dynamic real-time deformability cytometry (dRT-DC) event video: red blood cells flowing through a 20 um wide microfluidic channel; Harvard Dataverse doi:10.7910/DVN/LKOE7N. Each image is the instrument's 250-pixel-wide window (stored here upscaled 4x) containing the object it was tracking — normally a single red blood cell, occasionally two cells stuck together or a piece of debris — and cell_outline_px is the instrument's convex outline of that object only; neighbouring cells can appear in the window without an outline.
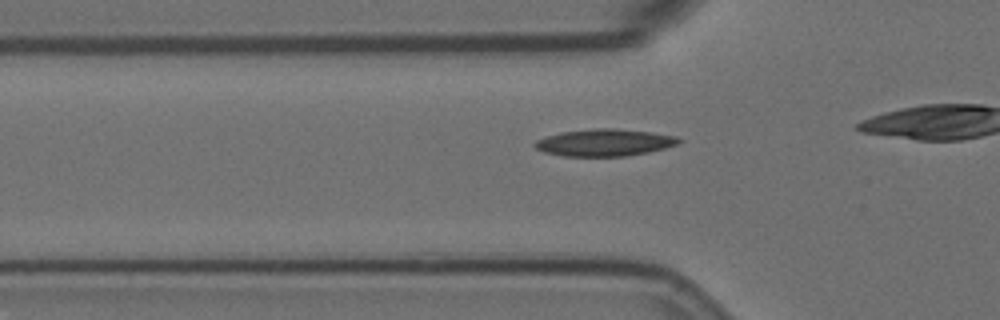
{"species": "Egyptian fruit bat (a non-hibernating species)", "species_latin": "Rousettus aegyptiacus", "temperature_condition": "room temperature", "stored_images_in_passage": 16, "camera_frame_rate_fps": 3000, "um_per_image_px": 0.085, "animal": {"sex": "female"}, "frame": {"image": 1, "passage_image": 10, "time_ms": 3.0, "image_size_px": [1000, 320], "cell_outline_px": [[684, 140], [676, 144], [664, 148], [648, 152], [624, 156], [564, 156], [544, 152], [536, 148], [532, 144], [536, 140], [560, 132], [596, 128], [616, 128], [648, 132], [676, 136]], "centroid_in_image_um": [51.36, 12.11], "position_along_channel_um": 74.4, "area_um2": 22.54}}
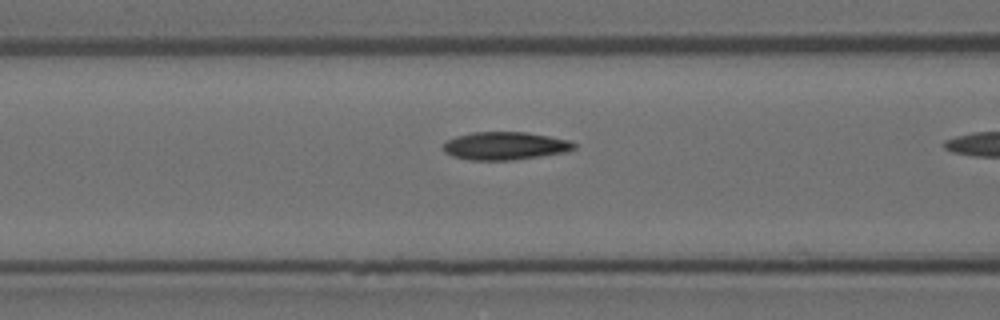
{"frame": {"image": 2, "passage_image": 14, "time_ms": 4.333, "image_size_px": [1000, 320], "cell_outline_px": [[576, 148], [568, 152], [512, 160], [472, 160], [452, 156], [444, 152], [444, 144], [448, 140], [456, 136], [472, 132], [528, 132], [568, 140], [576, 144]], "centroid_in_image_um": [42.95, 12.4], "position_along_channel_um": 123.7, "area_um2": 21.27}}